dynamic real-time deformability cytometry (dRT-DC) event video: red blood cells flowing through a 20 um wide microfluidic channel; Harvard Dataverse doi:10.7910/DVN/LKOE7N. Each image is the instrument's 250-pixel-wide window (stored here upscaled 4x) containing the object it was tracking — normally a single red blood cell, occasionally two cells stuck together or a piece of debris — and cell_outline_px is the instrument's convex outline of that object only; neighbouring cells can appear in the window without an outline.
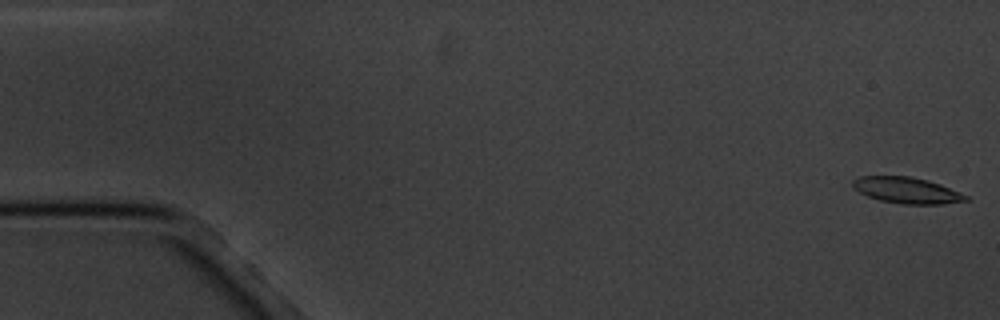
{"species": "common noctule bat (a hibernating species)", "species_latin": "Nyctalus noctula", "temperature_condition": "cold", "stored_images_in_passage": 5, "camera_frame_rate_fps": 3000, "um_per_image_px": 0.085, "animal": {"sex": "male", "body_mass_g": 20.1, "forearm_length_mm": 53.5}, "frame": {"image": 1, "passage_image": 1, "time_ms": 0.0, "image_size_px": [1000, 320], "cell_outline_px": [[968, 200], [944, 204], [904, 204], [880, 200], [868, 196], [852, 188], [852, 180], [860, 176], [912, 176], [928, 180], [940, 184], [968, 196]], "centroid_in_image_um": [77.05, 16.17], "position_along_channel_um": 7.9, "area_um2": 17.17}}
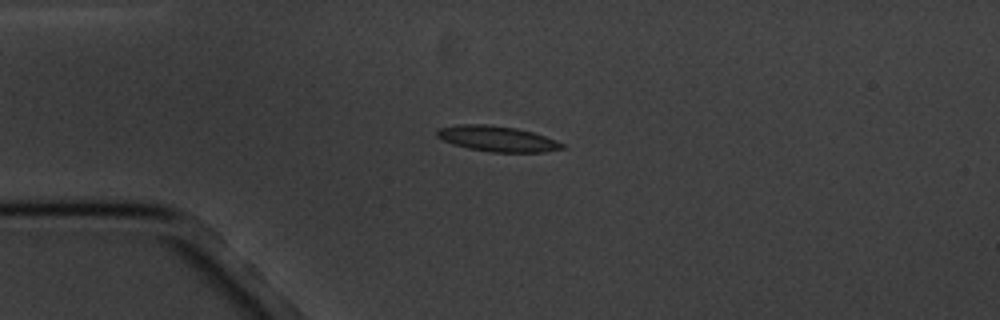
{"frame": {"image": 2, "passage_image": 4, "time_ms": 4.333, "image_size_px": [1000, 320], "cell_outline_px": [[564, 148], [544, 152], [488, 152], [468, 148], [452, 144], [436, 136], [436, 132], [440, 128], [460, 124], [488, 124], [516, 128], [532, 132], [556, 140], [564, 144]], "centroid_in_image_um": [42.26, 11.79], "position_along_channel_um": 42.7, "area_um2": 18.55}}